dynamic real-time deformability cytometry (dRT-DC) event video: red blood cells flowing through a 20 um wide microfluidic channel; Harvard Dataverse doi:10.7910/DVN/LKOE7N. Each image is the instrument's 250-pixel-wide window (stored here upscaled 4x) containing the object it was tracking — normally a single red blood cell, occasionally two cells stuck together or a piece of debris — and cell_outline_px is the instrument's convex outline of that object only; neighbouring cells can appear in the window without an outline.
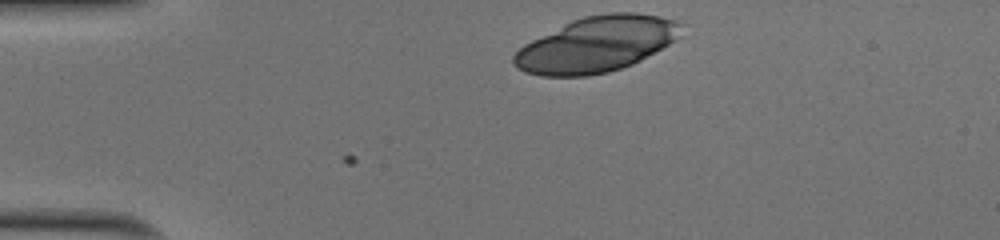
{"species": "human", "species_latin": "Homo sapiens", "temperature_condition": "cold", "stored_images_in_passage": 36, "camera_frame_rate_fps": 3000, "um_per_image_px": 0.085, "donor": {"sex": "male"}, "frame": {"image": 1, "passage_image": 1, "time_ms": 0.0, "image_size_px": [1000, 240], "cell_outline_px": [[680, 36], [676, 40], [640, 60], [632, 64], [608, 72], [588, 76], [540, 76], [524, 72], [512, 64], [512, 56], [524, 44], [572, 20], [584, 16], [608, 12], [636, 12], [660, 16], [676, 20]], "centroid_in_image_um": [50.66, 3.77], "position_along_channel_um": 34.3, "area_um2": 53.81}}